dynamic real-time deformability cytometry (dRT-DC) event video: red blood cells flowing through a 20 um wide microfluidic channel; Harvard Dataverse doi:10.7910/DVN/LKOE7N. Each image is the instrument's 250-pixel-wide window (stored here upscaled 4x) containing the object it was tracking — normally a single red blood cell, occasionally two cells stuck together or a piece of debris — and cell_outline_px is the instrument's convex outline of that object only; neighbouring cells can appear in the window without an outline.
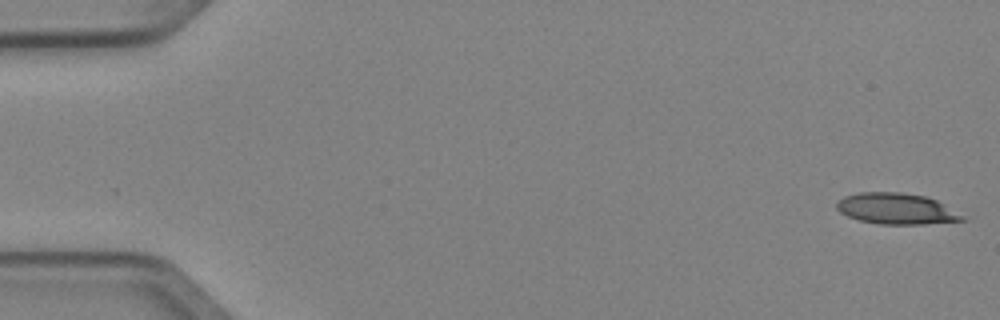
{"species": "Egyptian fruit bat (a non-hibernating species)", "species_latin": "Rousettus aegyptiacus", "temperature_condition": "cold", "stored_images_in_passage": 5, "camera_frame_rate_fps": 3000, "um_per_image_px": 0.085, "animal": {"sex": "female"}, "frame": {"image": 1, "passage_image": 1, "time_ms": 0.0, "image_size_px": [1000, 320], "cell_outline_px": [[968, 220], [920, 224], [880, 224], [860, 220], [848, 216], [840, 212], [836, 208], [836, 204], [844, 196], [860, 192], [900, 192], [924, 196], [936, 200], [944, 204], [964, 216]], "centroid_in_image_um": [76.19, 17.74], "position_along_channel_um": 8.8, "area_um2": 22.54}}
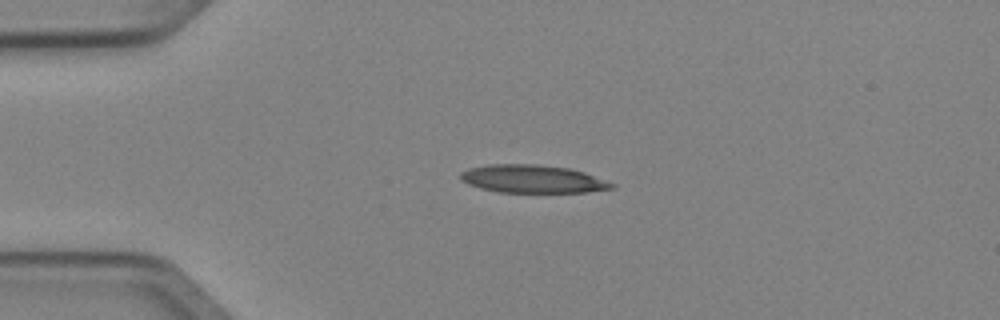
{"frame": {"image": 2, "passage_image": 4, "time_ms": 1.0, "image_size_px": [1000, 320], "cell_outline_px": [[616, 188], [584, 192], [500, 192], [480, 188], [468, 184], [460, 180], [460, 172], [468, 168], [488, 164], [536, 164], [568, 168], [584, 172], [616, 184]], "centroid_in_image_um": [45.25, 15.2], "position_along_channel_um": 39.8, "area_um2": 24.68}}